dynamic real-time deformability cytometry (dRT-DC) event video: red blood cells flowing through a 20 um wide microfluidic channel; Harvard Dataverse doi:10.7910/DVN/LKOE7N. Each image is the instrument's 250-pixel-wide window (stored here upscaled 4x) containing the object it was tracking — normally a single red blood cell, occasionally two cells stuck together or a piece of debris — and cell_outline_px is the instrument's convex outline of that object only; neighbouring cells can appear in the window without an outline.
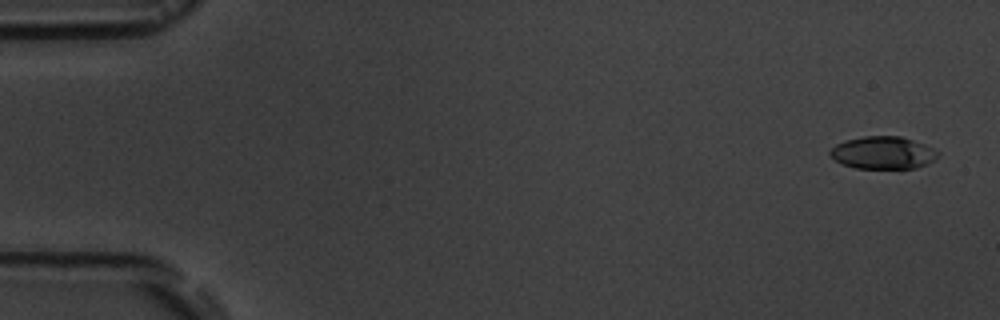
{"species": "common noctule bat (a hibernating species)", "species_latin": "Nyctalus noctula", "temperature_condition": "room temperature", "stored_images_in_passage": 4, "camera_frame_rate_fps": 3000, "um_per_image_px": 0.085, "animal": {"sex": "male", "body_mass_g": 19.5, "forearm_length_mm": 54.6}, "frame": {"image": 1, "passage_image": 1, "time_ms": 0.0, "image_size_px": [1000, 320], "cell_outline_px": [[940, 156], [936, 160], [928, 164], [916, 168], [856, 168], [840, 164], [828, 152], [836, 144], [844, 140], [864, 136], [900, 136], [924, 144], [940, 152]], "centroid_in_image_um": [75.08, 12.98], "position_along_channel_um": 9.9, "area_um2": 20.58}}